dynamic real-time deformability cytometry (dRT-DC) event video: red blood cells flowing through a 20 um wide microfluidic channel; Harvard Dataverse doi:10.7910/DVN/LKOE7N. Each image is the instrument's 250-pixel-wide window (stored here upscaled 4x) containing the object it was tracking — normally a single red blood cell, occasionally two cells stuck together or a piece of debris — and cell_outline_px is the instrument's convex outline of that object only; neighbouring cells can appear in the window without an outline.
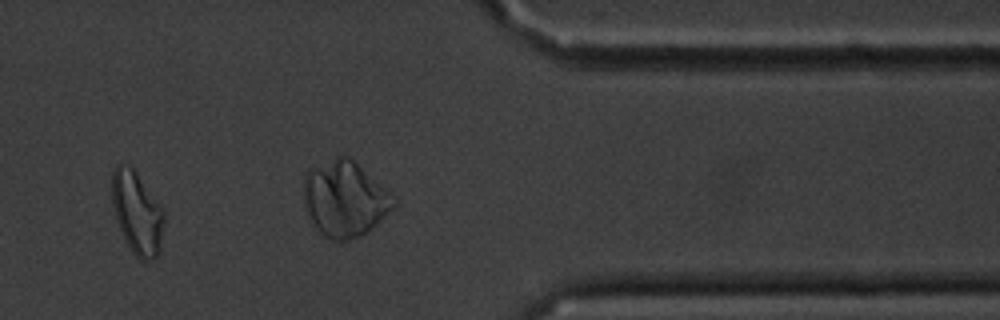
{"species": "common noctule bat (a hibernating species)", "species_latin": "Nyctalus noctula", "temperature_condition": "cold", "stored_images_in_passage": 15, "camera_frame_rate_fps": 3000, "um_per_image_px": 0.085, "animal": {"sex": "male", "body_mass_g": 20.1, "forearm_length_mm": 53.5}, "frame": {"image": 1, "passage_image": 13, "time_ms": 14.667, "image_size_px": [1000, 320], "cell_outline_px": [[164, 220], [160, 252], [152, 260], [140, 260], [132, 252], [116, 220], [112, 204], [112, 172], [116, 164], [124, 164], [132, 168], [164, 208]], "centroid_in_image_um": [11.66, 18.1], "position_along_channel_um": 399.7, "area_um2": 24.97}}